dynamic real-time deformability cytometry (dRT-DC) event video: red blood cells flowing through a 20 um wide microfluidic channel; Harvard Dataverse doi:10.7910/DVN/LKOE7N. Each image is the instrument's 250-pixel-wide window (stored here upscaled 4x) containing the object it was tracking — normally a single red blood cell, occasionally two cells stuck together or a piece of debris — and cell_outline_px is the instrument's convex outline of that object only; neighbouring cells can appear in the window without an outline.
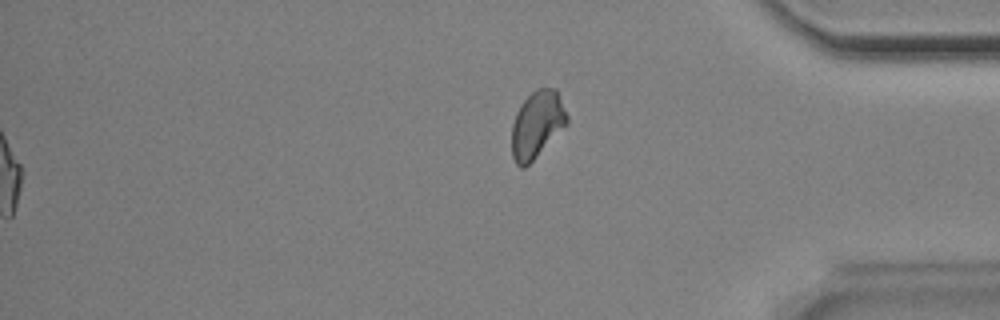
{"species": "Egyptian fruit bat (a non-hibernating species)", "species_latin": "Rousettus aegyptiacus", "temperature_condition": "room temperature", "stored_images_in_passage": 50, "segment_of_instrument_passage": [2, 2], "camera_frame_rate_fps": 3000, "um_per_image_px": 0.085, "animal": {"sex": "male"}, "frame": {"image": 1, "passage_image": 50, "time_ms": 16.333, "image_size_px": [1000, 320], "cell_outline_px": [[568, 124], [524, 168], [520, 168], [516, 164], [512, 156], [512, 124], [516, 112], [520, 104], [536, 88], [556, 88], [568, 116]], "centroid_in_image_um": [45.64, 10.57], "position_along_channel_um": 389.6, "area_um2": 21.5}}